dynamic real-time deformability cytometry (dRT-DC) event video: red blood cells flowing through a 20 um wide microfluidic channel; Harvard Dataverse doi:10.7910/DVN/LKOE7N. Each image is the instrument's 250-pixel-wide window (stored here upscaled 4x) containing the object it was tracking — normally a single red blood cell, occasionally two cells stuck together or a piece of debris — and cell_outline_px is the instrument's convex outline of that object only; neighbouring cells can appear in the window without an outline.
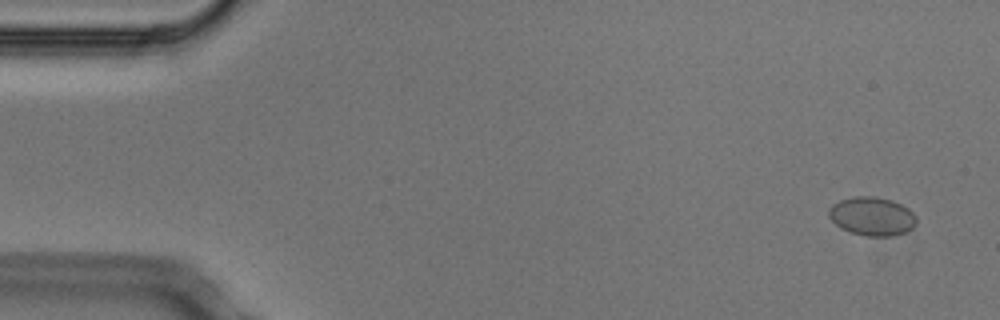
{"species": "Egyptian fruit bat (a non-hibernating species)", "species_latin": "Rousettus aegyptiacus", "temperature_condition": "cold", "stored_images_in_passage": 4, "camera_frame_rate_fps": 3000, "um_per_image_px": 0.085, "animal": {"sex": "male"}, "frame": {"image": 1, "passage_image": 1, "time_ms": 0.0, "image_size_px": [1000, 320], "cell_outline_px": [[916, 224], [912, 228], [904, 232], [892, 236], [868, 236], [852, 232], [840, 228], [828, 216], [828, 208], [832, 204], [840, 200], [856, 196], [876, 196], [892, 200], [908, 208], [916, 216]], "centroid_in_image_um": [74.11, 18.37], "position_along_channel_um": 10.9, "area_um2": 19.71}}
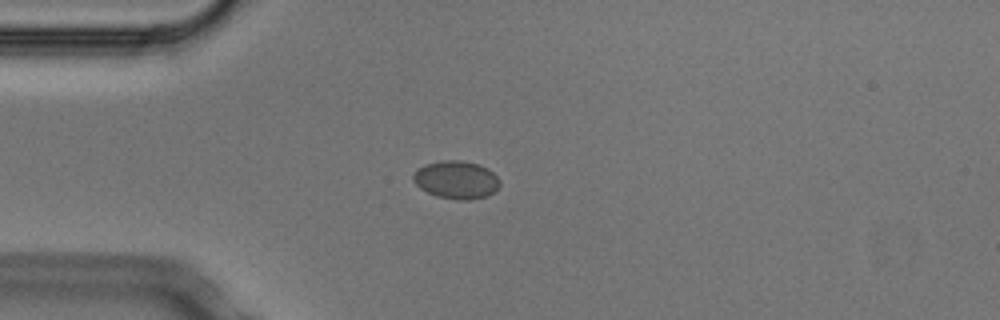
{"frame": {"image": 2, "passage_image": 4, "time_ms": 1.0, "image_size_px": [1000, 320], "cell_outline_px": [[500, 184], [488, 196], [468, 200], [460, 200], [436, 196], [420, 188], [412, 180], [412, 172], [416, 168], [424, 164], [444, 160], [460, 160], [480, 164], [488, 168], [500, 180]], "centroid_in_image_um": [38.75, 15.27], "position_along_channel_um": 46.3, "area_um2": 19.31}}